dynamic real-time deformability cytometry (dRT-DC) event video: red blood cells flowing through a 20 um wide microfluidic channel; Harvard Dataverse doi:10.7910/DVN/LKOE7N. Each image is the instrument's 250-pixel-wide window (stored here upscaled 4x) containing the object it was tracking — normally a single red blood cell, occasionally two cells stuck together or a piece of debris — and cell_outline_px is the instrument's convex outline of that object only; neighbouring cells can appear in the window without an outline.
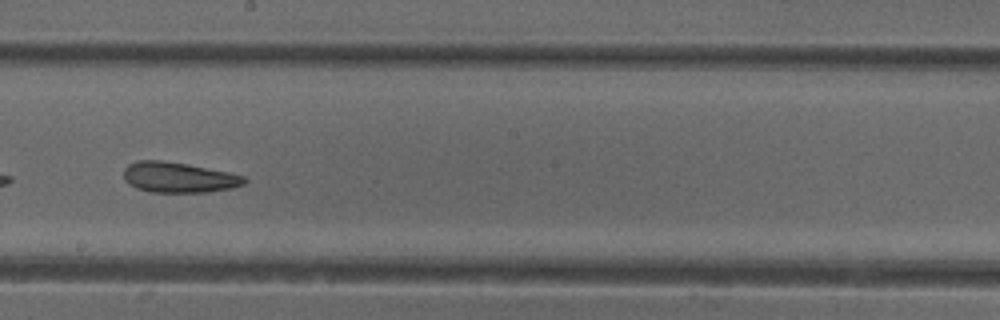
{"species": "common noctule bat (a hibernating species)", "species_latin": "Nyctalus noctula", "temperature_condition": "cold", "stored_images_in_passage": 46, "camera_frame_rate_fps": 3000, "um_per_image_px": 0.085, "animal": {"sex": "female"}, "frame": {"image": 1, "passage_image": 27, "time_ms": 8.667, "image_size_px": [1000, 320], "cell_outline_px": [[248, 180], [244, 184], [232, 188], [208, 192], [152, 192], [136, 188], [128, 184], [124, 180], [124, 168], [128, 164], [136, 160], [160, 160], [188, 164], [228, 172], [244, 176]], "centroid_in_image_um": [15.17, 15.07], "position_along_channel_um": 233.0, "area_um2": 21.5}}
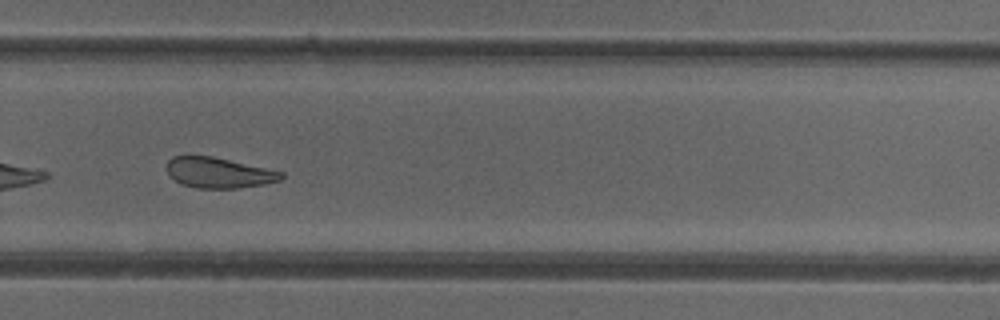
{"frame": {"image": 2, "passage_image": 33, "time_ms": 10.667, "image_size_px": [1000, 320], "cell_outline_px": [[284, 176], [280, 180], [264, 184], [236, 188], [196, 188], [184, 184], [168, 176], [168, 160], [172, 156], [212, 156], [284, 172]], "centroid_in_image_um": [18.6, 14.68], "position_along_channel_um": 311.2, "area_um2": 20.11}, "authors_computed_cell_mechanics": {"area_um2": 22.9177, "velocity_mm_per_s": 3.9364, "shape_relaxation_time_tau1_ms": null, "shape_relaxation_time_tau2_ms": 4.9473, "deformation_change_tau1": null, "deformation_change_tau2": 0.1383}}